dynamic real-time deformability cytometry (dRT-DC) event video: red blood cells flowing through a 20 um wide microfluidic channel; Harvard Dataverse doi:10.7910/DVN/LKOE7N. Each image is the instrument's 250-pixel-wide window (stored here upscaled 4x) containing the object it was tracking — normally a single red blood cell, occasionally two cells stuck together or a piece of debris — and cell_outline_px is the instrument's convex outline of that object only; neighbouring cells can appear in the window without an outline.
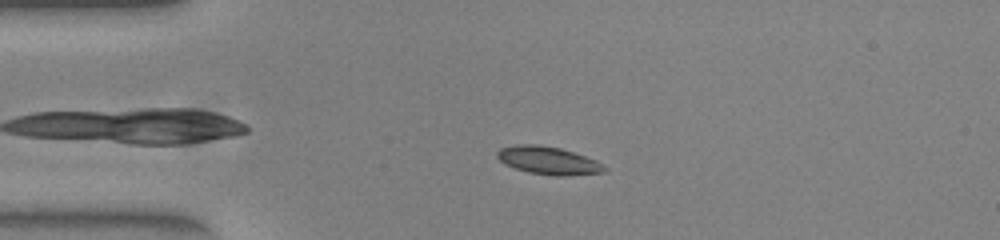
{"species": "common noctule bat (a hibernating species)", "species_latin": "Nyctalus noctula", "temperature_condition": "warm", "stored_images_in_passage": 42, "camera_frame_rate_fps": 3000, "um_per_image_px": 0.085, "animal": {"sex": "female", "body_mass_g": 23.0, "forearm_length_mm": 53.4}, "frame": {"image": 1, "passage_image": 12, "time_ms": 3.667, "image_size_px": [1000, 240], "cell_outline_px": [[608, 168], [604, 172], [564, 176], [556, 176], [528, 172], [504, 164], [496, 156], [496, 152], [500, 148], [516, 144], [540, 144], [560, 148], [596, 160]], "centroid_in_image_um": [46.58, 13.63], "position_along_channel_um": 38.4, "area_um2": 17.4}}
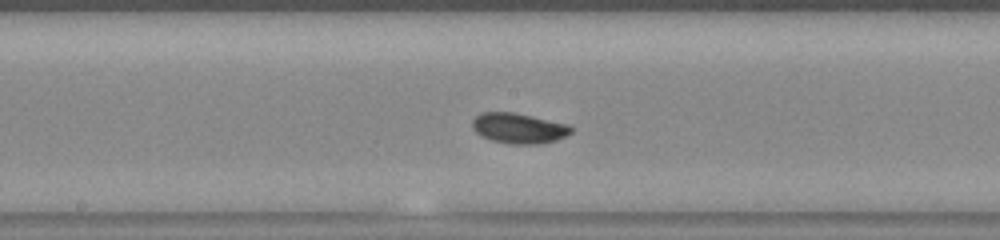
{"frame": {"image": 2, "passage_image": 27, "time_ms": 8.667, "image_size_px": [1000, 240], "cell_outline_px": [[572, 132], [556, 140], [540, 144], [512, 144], [492, 140], [476, 132], [472, 128], [472, 120], [476, 116], [484, 112], [512, 112], [532, 116], [568, 124], [572, 128]], "centroid_in_image_um": [44.1, 10.9], "position_along_channel_um": 204.1, "area_um2": 17.28}}
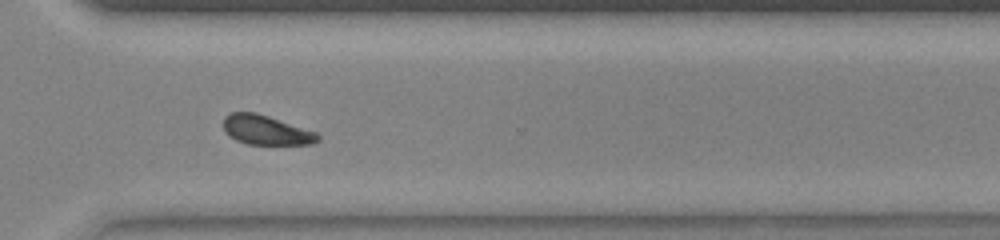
{"frame": {"image": 3, "passage_image": 38, "time_ms": 12.333, "image_size_px": [1000, 240], "cell_outline_px": [[320, 140], [312, 144], [248, 144], [236, 140], [228, 136], [224, 132], [224, 116], [232, 112], [256, 112], [316, 132], [320, 136]], "centroid_in_image_um": [22.59, 11.06], "position_along_channel_um": 348.0, "area_um2": 16.18}, "authors_computed_cell_mechanics": {"area_um2": 16.6175, "velocity_mm_per_s": 3.9213, "shape_relaxation_time_tau1_ms": 7.5564, "shape_relaxation_time_tau2_ms": null, "deformation_change_tau1": 0.1803, "deformation_change_tau2": null}}